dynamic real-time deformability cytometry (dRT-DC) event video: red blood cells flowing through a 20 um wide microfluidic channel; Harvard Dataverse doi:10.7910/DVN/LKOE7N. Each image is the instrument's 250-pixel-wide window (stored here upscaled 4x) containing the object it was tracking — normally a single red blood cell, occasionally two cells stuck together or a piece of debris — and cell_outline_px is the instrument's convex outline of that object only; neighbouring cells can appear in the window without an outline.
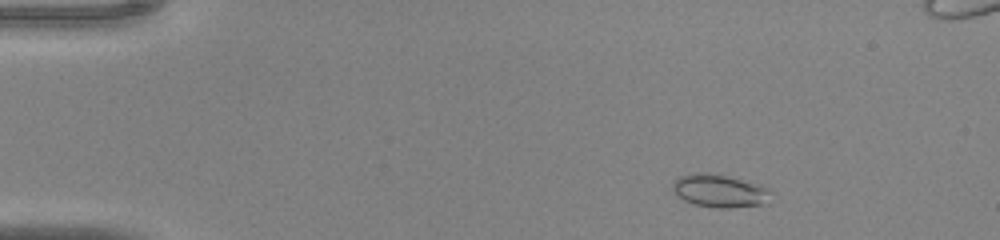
{"species": "common noctule bat (a hibernating species)", "species_latin": "Nyctalus noctula", "temperature_condition": "warm", "stored_images_in_passage": 44, "camera_frame_rate_fps": 3000, "um_per_image_px": 0.085, "animal": {"sex": "male", "body_mass_g": 20.0, "forearm_length_mm": 53.3}, "frame": {"image": 1, "passage_image": 5, "time_ms": 1.333, "image_size_px": [1000, 240], "cell_outline_px": [[768, 204], [732, 208], [716, 208], [696, 204], [684, 200], [672, 188], [672, 180], [680, 176], [696, 172], [708, 172], [740, 180], [768, 188]], "centroid_in_image_um": [61.12, 16.23], "position_along_channel_um": 23.9, "area_um2": 18.5}}
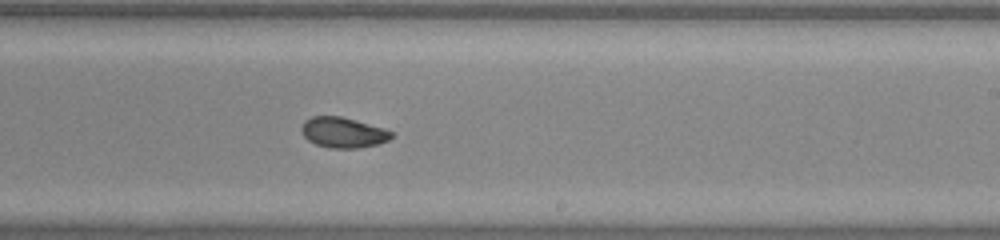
{"frame": {"image": 2, "passage_image": 26, "time_ms": 8.333, "image_size_px": [1000, 240], "cell_outline_px": [[392, 136], [388, 140], [376, 144], [356, 148], [328, 148], [316, 144], [308, 140], [304, 136], [300, 128], [304, 120], [312, 116], [340, 116], [356, 120], [384, 128], [392, 132]], "centroid_in_image_um": [29.13, 11.25], "position_along_channel_um": 259.9, "area_um2": 15.9}}
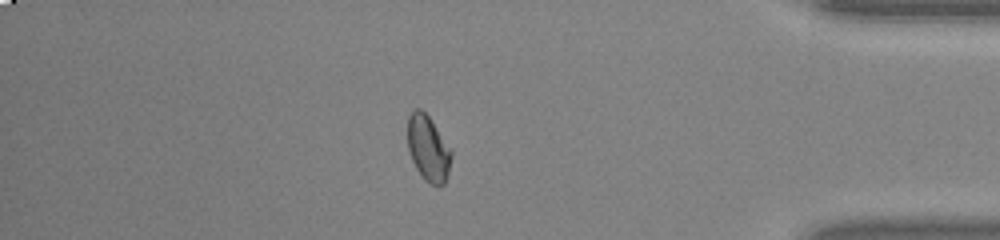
{"frame": {"image": 3, "passage_image": 37, "time_ms": 12.0, "image_size_px": [1000, 240], "cell_outline_px": [[452, 156], [448, 172], [444, 184], [432, 184], [424, 180], [416, 168], [408, 152], [408, 116], [416, 108], [420, 108], [428, 116], [452, 152]], "centroid_in_image_um": [36.37, 12.62], "position_along_channel_um": 398.8, "area_um2": 16.36}}